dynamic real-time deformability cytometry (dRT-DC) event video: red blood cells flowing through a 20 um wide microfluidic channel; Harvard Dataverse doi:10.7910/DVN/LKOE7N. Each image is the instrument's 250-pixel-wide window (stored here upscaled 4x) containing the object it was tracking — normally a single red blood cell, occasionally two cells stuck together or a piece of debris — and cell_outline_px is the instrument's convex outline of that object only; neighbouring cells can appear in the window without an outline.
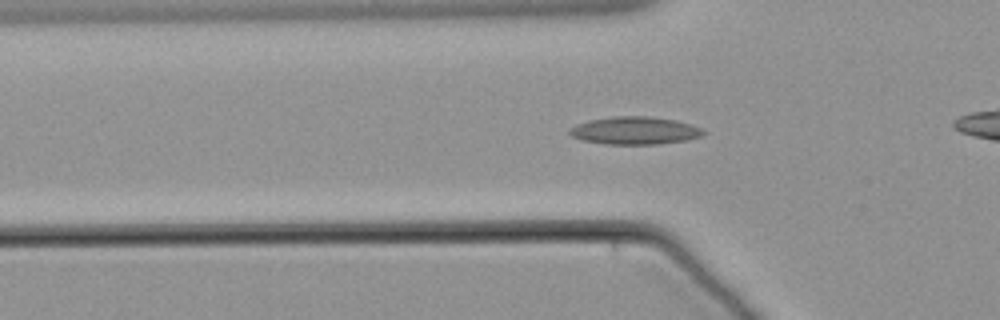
{"species": "common noctule bat (a hibernating species)", "species_latin": "Nyctalus noctula", "temperature_condition": "warm", "stored_images_in_passage": 51, "camera_frame_rate_fps": 3000, "um_per_image_px": 0.085, "animal": {"sex": "male", "body_mass_g": 21.5, "forearm_length_mm": 52.0}, "frame": {"image": 1, "passage_image": 21, "time_ms": 6.667, "image_size_px": [1000, 320], "cell_outline_px": [[704, 136], [688, 140], [660, 144], [604, 144], [580, 140], [572, 136], [568, 132], [576, 124], [588, 120], [612, 116], [648, 116], [676, 120], [700, 128], [704, 132]], "centroid_in_image_um": [53.94, 11.1], "position_along_channel_um": 71.9, "area_um2": 21.68}}
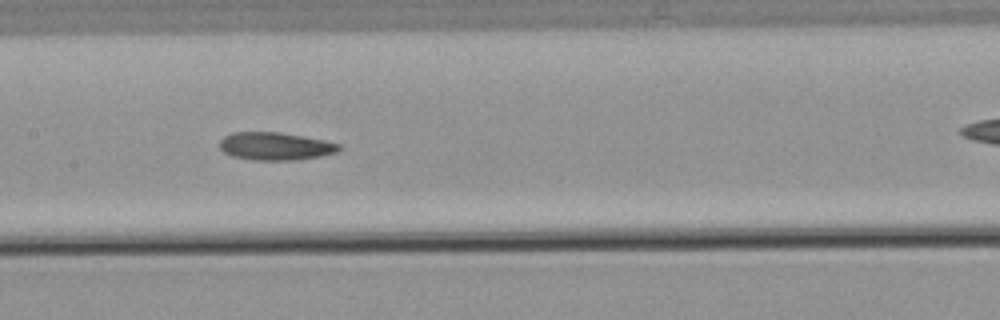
{"frame": {"image": 2, "passage_image": 31, "time_ms": 10.0, "image_size_px": [1000, 320], "cell_outline_px": [[344, 148], [336, 152], [320, 156], [296, 160], [252, 160], [232, 156], [224, 152], [220, 148], [220, 140], [224, 136], [232, 132], [280, 132], [340, 144]], "centroid_in_image_um": [23.38, 12.43], "position_along_channel_um": 184.0, "area_um2": 19.25}}
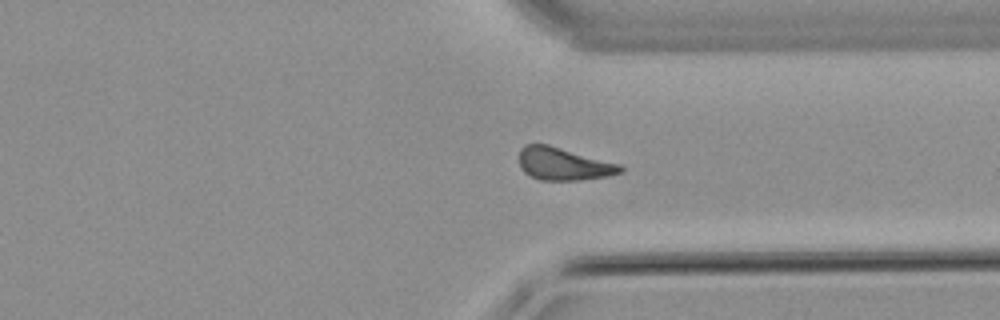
{"frame": {"image": 3, "passage_image": 47, "time_ms": 15.333, "image_size_px": [1000, 320], "cell_outline_px": [[624, 172], [608, 176], [580, 180], [540, 180], [528, 176], [520, 168], [520, 148], [524, 144], [548, 144], [620, 164], [624, 168]], "centroid_in_image_um": [47.89, 13.94], "position_along_channel_um": 363.5, "area_um2": 19.42}}